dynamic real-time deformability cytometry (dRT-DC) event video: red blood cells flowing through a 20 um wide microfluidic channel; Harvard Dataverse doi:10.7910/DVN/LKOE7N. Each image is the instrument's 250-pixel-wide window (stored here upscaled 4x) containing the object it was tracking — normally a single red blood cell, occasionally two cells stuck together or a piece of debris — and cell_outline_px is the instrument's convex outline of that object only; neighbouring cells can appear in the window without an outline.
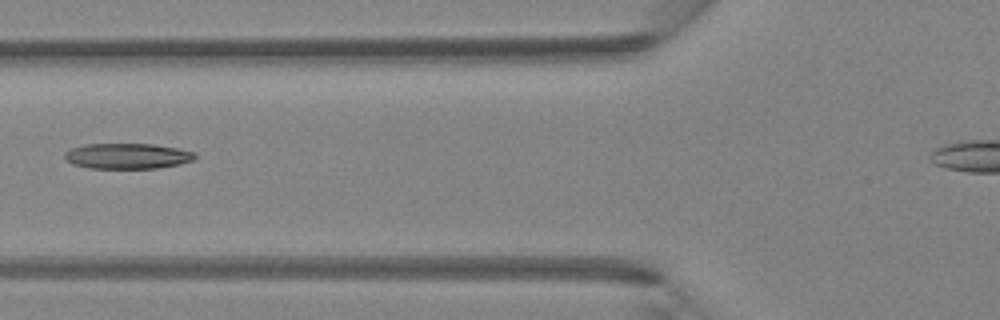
{"species": "Egyptian fruit bat (a non-hibernating species)", "species_latin": "Rousettus aegyptiacus", "temperature_condition": "room temperature", "stored_images_in_passage": 2, "camera_frame_rate_fps": 3000, "um_per_image_px": 0.085, "animal": {"sex": "female"}, "frame": {"image": 1, "passage_image": 2, "time_ms": 0.333, "image_size_px": [1000, 320], "cell_outline_px": [[196, 160], [180, 164], [156, 168], [88, 168], [72, 164], [64, 160], [64, 152], [72, 148], [84, 144], [152, 144], [176, 148], [196, 152]], "centroid_in_image_um": [10.82, 13.26], "position_along_channel_um": 115.0, "area_um2": 19.54}}